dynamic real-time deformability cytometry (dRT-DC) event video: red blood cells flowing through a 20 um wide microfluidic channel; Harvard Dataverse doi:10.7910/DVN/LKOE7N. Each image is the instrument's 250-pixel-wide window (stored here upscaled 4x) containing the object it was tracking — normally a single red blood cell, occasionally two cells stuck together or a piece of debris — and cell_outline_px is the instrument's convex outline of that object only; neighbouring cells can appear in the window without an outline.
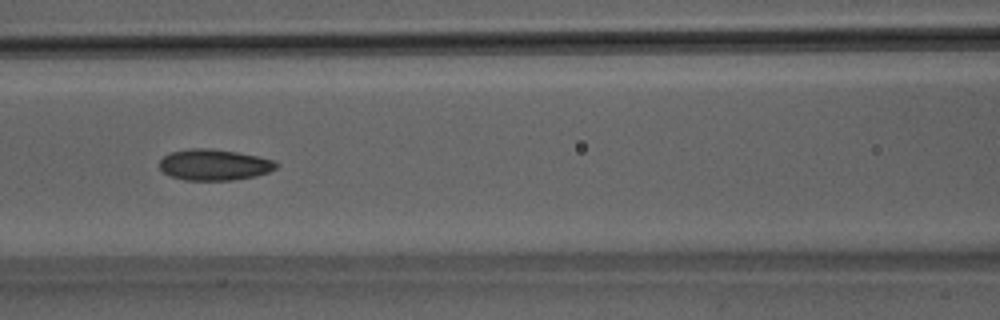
{"species": "Egyptian fruit bat (a non-hibernating species)", "species_latin": "Rousettus aegyptiacus", "temperature_condition": "room temperature", "stored_images_in_passage": 50, "camera_frame_rate_fps": 3000, "um_per_image_px": 0.085, "animal": {"sex": "male"}, "frame": {"image": 1, "passage_image": 21, "time_ms": 6.667, "image_size_px": [1000, 320], "cell_outline_px": [[280, 164], [276, 168], [268, 172], [256, 176], [232, 180], [184, 180], [172, 176], [164, 172], [160, 168], [160, 160], [164, 156], [172, 152], [192, 148], [212, 148], [236, 152], [256, 156], [272, 160]], "centroid_in_image_um": [18.22, 14.01], "position_along_channel_um": 148.4, "area_um2": 20.98}}
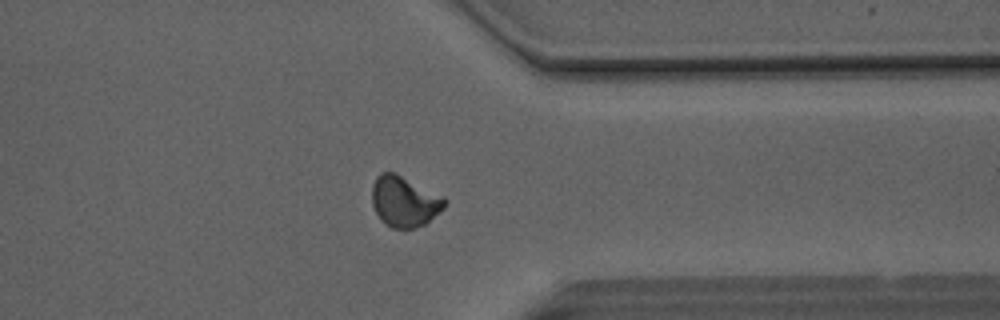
{"frame": {"image": 2, "passage_image": 38, "time_ms": 12.333, "image_size_px": [1000, 320], "cell_outline_px": [[448, 200], [444, 208], [424, 224], [416, 228], [392, 228], [384, 224], [380, 220], [372, 204], [372, 184], [376, 176], [380, 172], [392, 172], [444, 196]], "centroid_in_image_um": [34.36, 17.13], "position_along_channel_um": 377.0, "area_um2": 21.44}}
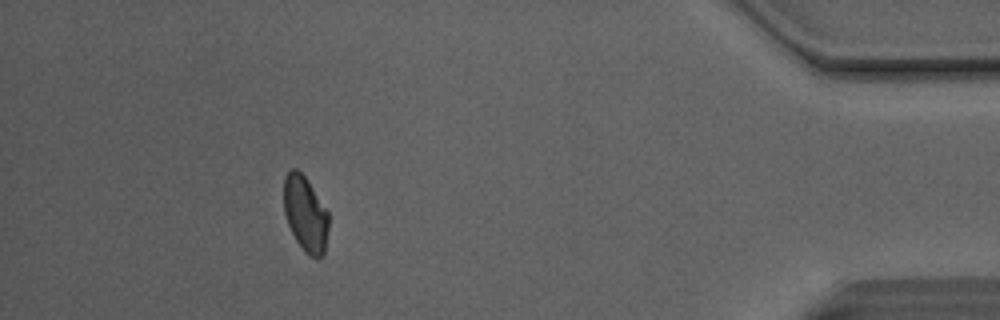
{"frame": {"image": 3, "passage_image": 44, "time_ms": 14.333, "image_size_px": [1000, 320], "cell_outline_px": [[328, 228], [324, 252], [320, 256], [312, 256], [304, 252], [296, 240], [288, 224], [284, 212], [284, 176], [292, 168], [296, 168], [304, 176], [328, 212]], "centroid_in_image_um": [25.94, 18.16], "position_along_channel_um": 409.3, "area_um2": 19.31}, "authors_computed_cell_mechanics": {"area_um2": 20.9814, "velocity_mm_per_s": 4.1211, "shape_relaxation_time_tau1_ms": null, "shape_relaxation_time_tau2_ms": 2.6959, "deformation_change_tau1": null, "deformation_change_tau2": 0.0809}}